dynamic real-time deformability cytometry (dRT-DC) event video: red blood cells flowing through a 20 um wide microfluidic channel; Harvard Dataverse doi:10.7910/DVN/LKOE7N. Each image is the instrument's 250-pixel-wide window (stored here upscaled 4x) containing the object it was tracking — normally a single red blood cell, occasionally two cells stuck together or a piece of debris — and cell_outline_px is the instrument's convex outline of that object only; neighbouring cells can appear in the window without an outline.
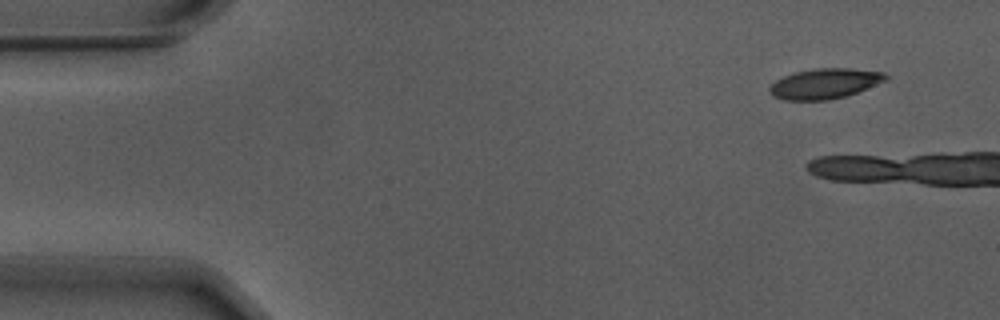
{"species": "Egyptian fruit bat (a non-hibernating species)", "species_latin": "Rousettus aegyptiacus", "temperature_condition": "warm", "stored_images_in_passage": 5, "camera_frame_rate_fps": 3000, "um_per_image_px": 0.085, "animal": {"sex": "male"}, "frame": {"image": 1, "passage_image": 1, "time_ms": 0.0, "image_size_px": [1000, 320], "cell_outline_px": [[888, 80], [856, 92], [844, 96], [828, 100], [784, 100], [772, 96], [768, 92], [768, 88], [776, 80], [784, 76], [796, 72], [816, 68], [848, 68], [884, 72], [888, 76]], "centroid_in_image_um": [70.09, 7.11], "position_along_channel_um": 14.9, "area_um2": 20.4}}